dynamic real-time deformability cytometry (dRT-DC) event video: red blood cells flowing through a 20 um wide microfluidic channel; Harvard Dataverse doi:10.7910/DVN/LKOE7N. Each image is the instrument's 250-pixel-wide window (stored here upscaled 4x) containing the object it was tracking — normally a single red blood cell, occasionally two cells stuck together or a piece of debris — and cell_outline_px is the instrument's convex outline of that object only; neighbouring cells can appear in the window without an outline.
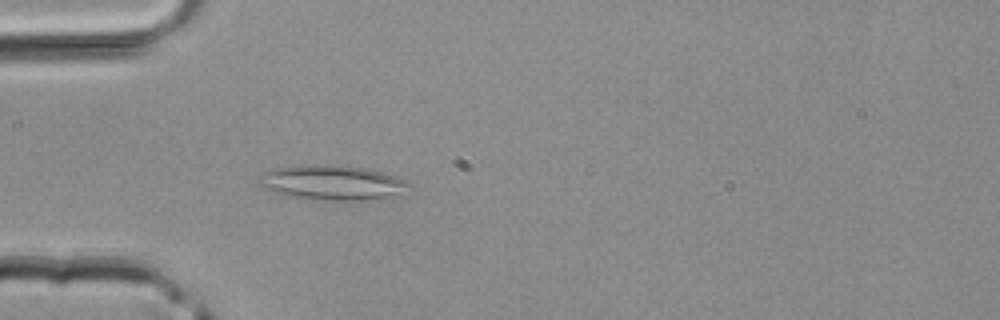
{"species": "common noctule bat (a hibernating species)", "species_latin": "Nyctalus noctula", "temperature_condition": "room temperature", "stored_images_in_passage": 31, "camera_frame_rate_fps": 3000, "um_per_image_px": 0.085, "animal": {"sex": "male", "body_mass_g": 20.4}, "frame": {"image": 1, "passage_image": 7, "time_ms": 2.0, "image_size_px": [1000, 320], "cell_outline_px": [[412, 184], [400, 196], [392, 200], [308, 200], [280, 196], [256, 184], [256, 180], [260, 172], [272, 168], [308, 164], [328, 164], [364, 168], [384, 172], [408, 180]], "centroid_in_image_um": [28.22, 15.55], "position_along_channel_um": 56.8, "area_um2": 32.08}}
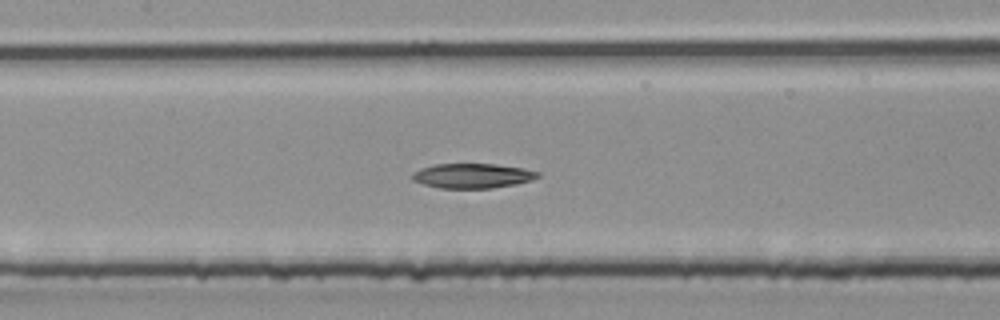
{"frame": {"image": 2, "passage_image": 14, "time_ms": 4.333, "image_size_px": [1000, 320], "cell_outline_px": [[540, 176], [532, 180], [516, 184], [492, 188], [440, 188], [424, 184], [412, 180], [412, 172], [420, 168], [436, 164], [496, 164], [524, 168], [540, 172]], "centroid_in_image_um": [40.17, 14.94], "position_along_channel_um": 167.2, "area_um2": 18.15}}
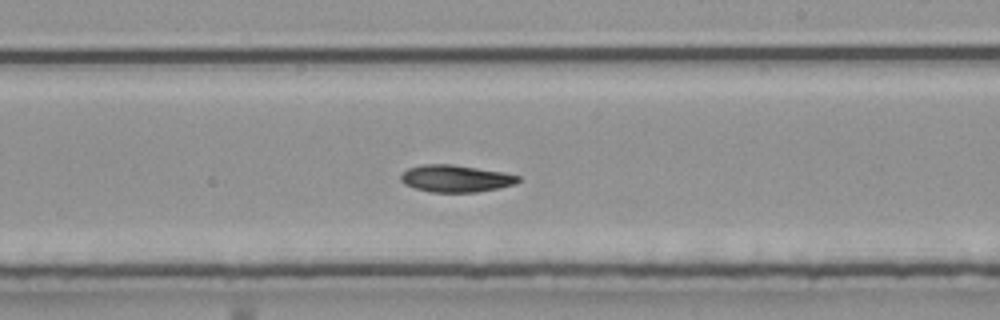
{"frame": {"image": 3, "passage_image": 19, "time_ms": 6.0, "image_size_px": [1000, 320], "cell_outline_px": [[520, 180], [512, 184], [496, 188], [476, 192], [432, 192], [416, 188], [404, 184], [400, 180], [400, 176], [408, 168], [420, 164], [452, 164], [500, 172], [520, 176]], "centroid_in_image_um": [38.67, 15.17], "position_along_channel_um": 250.3, "area_um2": 18.21}}